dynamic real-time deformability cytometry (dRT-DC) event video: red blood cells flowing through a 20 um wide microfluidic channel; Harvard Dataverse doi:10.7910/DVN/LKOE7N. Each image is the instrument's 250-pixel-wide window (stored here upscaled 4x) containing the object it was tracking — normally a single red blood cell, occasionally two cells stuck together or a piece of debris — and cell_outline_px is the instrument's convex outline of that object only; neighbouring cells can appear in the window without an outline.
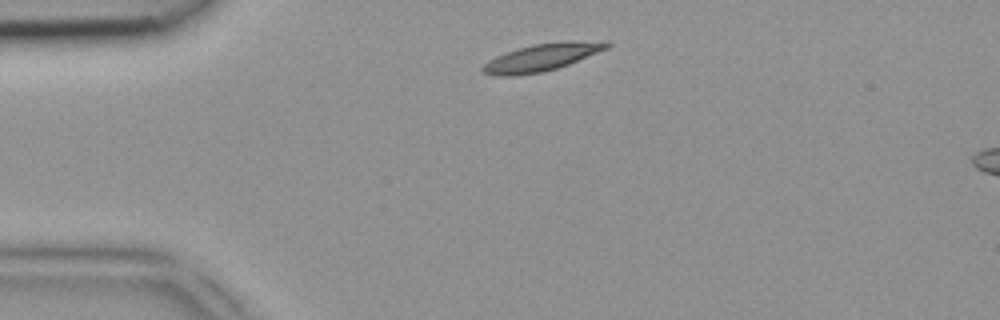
{"species": "common noctule bat (a hibernating species)", "species_latin": "Nyctalus noctula", "temperature_condition": "room temperature", "stored_images_in_passage": 2, "camera_frame_rate_fps": 3000, "um_per_image_px": 0.085, "animal": {"sex": "female", "body_mass_g": 18.4}, "frame": {"image": 1, "passage_image": 1, "time_ms": 0.0, "image_size_px": [1000, 320], "cell_outline_px": [[612, 44], [608, 48], [568, 64], [544, 72], [516, 76], [492, 76], [480, 72], [480, 68], [488, 60], [496, 56], [532, 44], [564, 40], [608, 40]], "centroid_in_image_um": [46.06, 4.86], "position_along_channel_um": 38.9, "area_um2": 20.17}}